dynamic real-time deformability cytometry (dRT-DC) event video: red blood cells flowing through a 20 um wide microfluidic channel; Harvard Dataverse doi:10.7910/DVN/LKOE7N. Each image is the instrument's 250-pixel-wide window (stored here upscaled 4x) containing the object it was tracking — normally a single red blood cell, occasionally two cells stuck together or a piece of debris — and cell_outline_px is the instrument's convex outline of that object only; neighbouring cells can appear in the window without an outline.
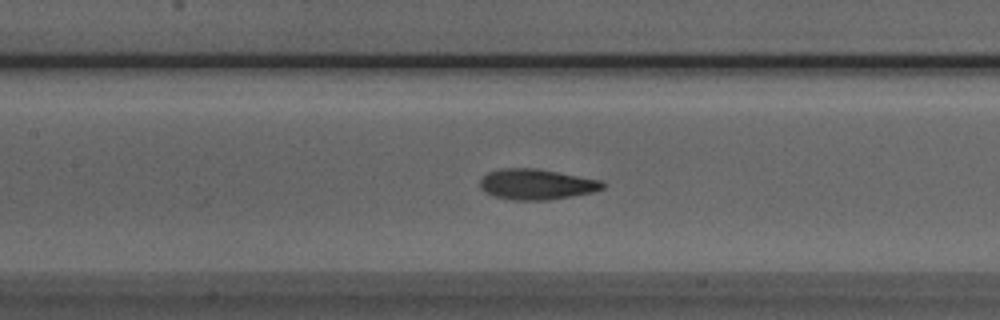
{"species": "Egyptian fruit bat (a non-hibernating species)", "species_latin": "Rousettus aegyptiacus", "temperature_condition": "room temperature", "stored_images_in_passage": 51, "camera_frame_rate_fps": 3000, "um_per_image_px": 0.085, "animal": {"sex": "male"}, "frame": {"image": 1, "passage_image": 23, "time_ms": 7.333, "image_size_px": [1000, 320], "cell_outline_px": [[604, 188], [592, 192], [548, 200], [512, 200], [496, 196], [484, 192], [480, 188], [480, 180], [488, 172], [500, 168], [536, 168], [600, 180], [604, 184]], "centroid_in_image_um": [45.56, 15.66], "position_along_channel_um": 161.8, "area_um2": 21.68}}
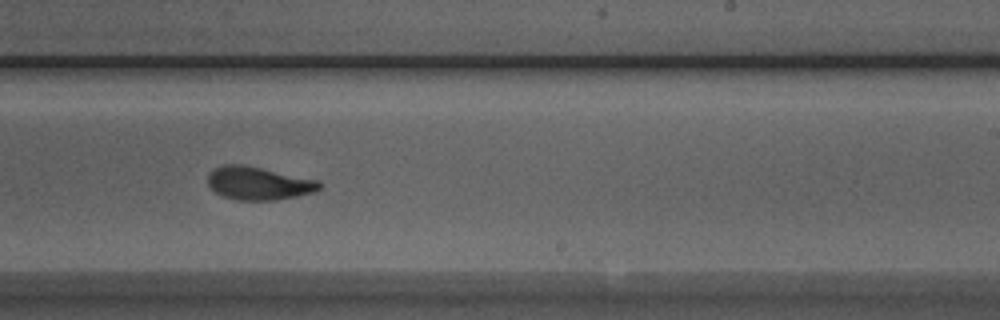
{"frame": {"image": 2, "passage_image": 31, "time_ms": 10.0, "image_size_px": [1000, 320], "cell_outline_px": [[324, 184], [316, 192], [276, 200], [236, 200], [224, 196], [216, 192], [208, 184], [208, 176], [212, 168], [224, 164], [244, 164], [316, 180]], "centroid_in_image_um": [21.97, 15.57], "position_along_channel_um": 267.0, "area_um2": 21.5}}
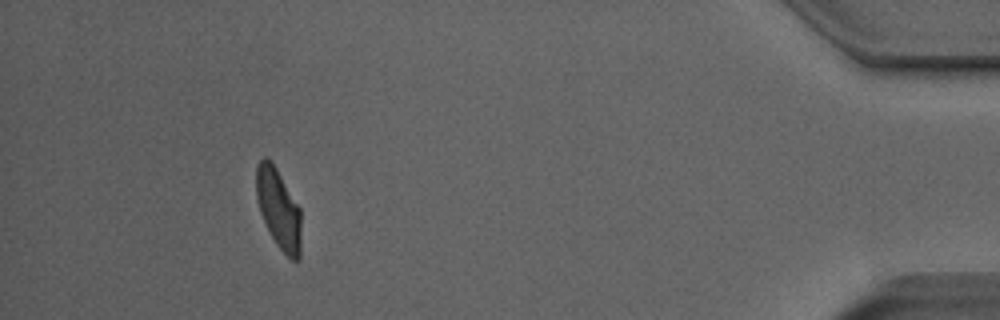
{"frame": {"image": 3, "passage_image": 47, "time_ms": 15.333, "image_size_px": [1000, 320], "cell_outline_px": [[300, 260], [292, 260], [276, 244], [260, 212], [256, 196], [256, 168], [260, 160], [264, 156], [272, 160], [300, 208]], "centroid_in_image_um": [23.67, 17.7], "position_along_channel_um": 411.5, "area_um2": 20.75}, "authors_computed_cell_mechanics": {"area_um2": 21.675, "velocity_mm_per_s": 3.9643, "shape_relaxation_time_tau1_ms": 4.4576, "shape_relaxation_time_tau2_ms": 1.1714, "deformation_change_tau1": 0.1546, "deformation_change_tau2": 0.0692}}